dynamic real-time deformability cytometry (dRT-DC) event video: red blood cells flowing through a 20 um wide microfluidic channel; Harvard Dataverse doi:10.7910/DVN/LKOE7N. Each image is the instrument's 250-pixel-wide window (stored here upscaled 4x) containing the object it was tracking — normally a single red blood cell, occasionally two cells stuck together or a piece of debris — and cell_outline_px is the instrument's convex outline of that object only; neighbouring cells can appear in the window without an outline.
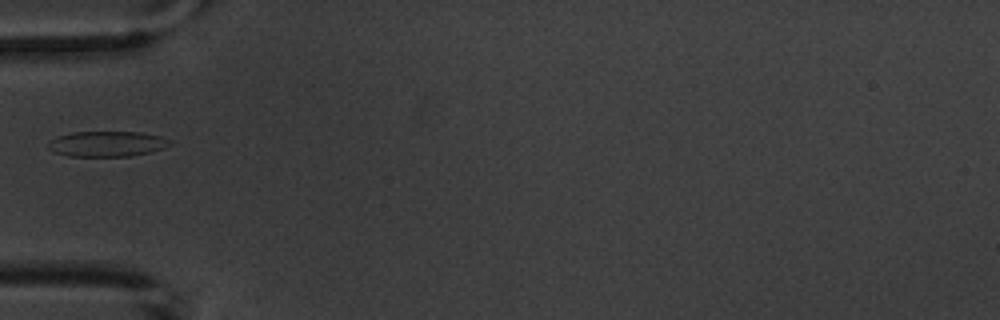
{"species": "common noctule bat (a hibernating species)", "species_latin": "Nyctalus noctula", "temperature_condition": "warm", "stored_images_in_passage": 6, "camera_frame_rate_fps": 3000, "um_per_image_px": 0.085, "animal": {"sex": "male", "body_mass_g": 20.1, "forearm_length_mm": 53.5}, "frame": {"image": 1, "passage_image": 6, "time_ms": 7.0, "image_size_px": [1000, 320], "cell_outline_px": [[172, 144], [164, 148], [152, 152], [132, 156], [68, 156], [56, 152], [48, 148], [48, 140], [56, 136], [72, 132], [140, 132], [160, 136], [172, 140]], "centroid_in_image_um": [9.11, 12.22], "position_along_channel_um": 75.9, "area_um2": 18.21}}